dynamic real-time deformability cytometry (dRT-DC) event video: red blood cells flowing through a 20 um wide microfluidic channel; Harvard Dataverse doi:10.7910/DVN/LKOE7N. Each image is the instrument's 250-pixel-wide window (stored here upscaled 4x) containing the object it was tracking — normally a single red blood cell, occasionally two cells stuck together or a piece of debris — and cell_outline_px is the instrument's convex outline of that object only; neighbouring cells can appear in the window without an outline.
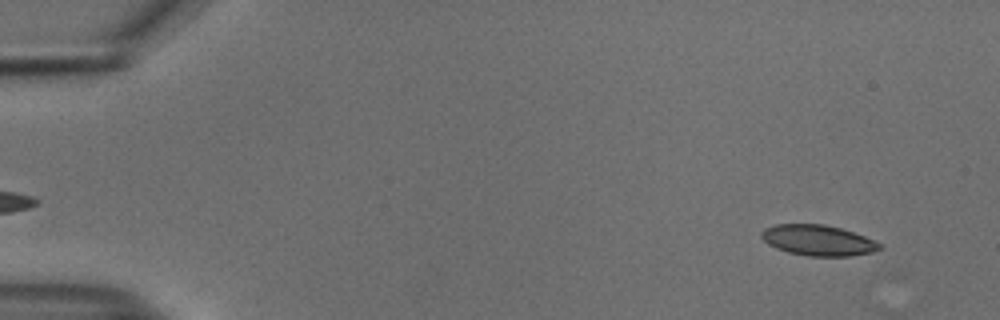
{"species": "common noctule bat (a hibernating species)", "species_latin": "Nyctalus noctula", "temperature_condition": "cold", "stored_images_in_passage": 14, "camera_frame_rate_fps": 3000, "um_per_image_px": 0.085, "animal": {"sex": "male", "body_mass_g": 18.8}, "frame": {"image": 1, "passage_image": 4, "time_ms": 1.0, "image_size_px": [1000, 320], "cell_outline_px": [[880, 248], [872, 252], [848, 256], [808, 256], [788, 252], [776, 248], [768, 244], [760, 236], [760, 232], [764, 228], [776, 224], [824, 224], [840, 228], [864, 236], [880, 244]], "centroid_in_image_um": [69.47, 20.42], "position_along_channel_um": 15.5, "area_um2": 20.92}}